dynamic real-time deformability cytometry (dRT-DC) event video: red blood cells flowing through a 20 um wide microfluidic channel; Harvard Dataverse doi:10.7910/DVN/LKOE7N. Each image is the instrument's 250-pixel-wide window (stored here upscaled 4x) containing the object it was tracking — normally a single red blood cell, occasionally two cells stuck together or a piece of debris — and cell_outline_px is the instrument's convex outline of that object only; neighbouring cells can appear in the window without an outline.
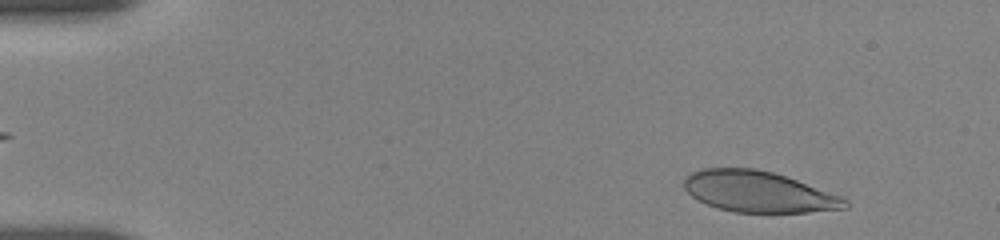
{"species": "human", "species_latin": "Homo sapiens", "temperature_condition": "room temperature", "stored_images_in_passage": 4, "camera_frame_rate_fps": 3000, "um_per_image_px": 0.085, "donor": {"sex": "female"}, "frame": {"image": 1, "passage_image": 1, "time_ms": 0.0, "image_size_px": [1000, 240], "cell_outline_px": [[848, 208], [808, 212], [732, 212], [716, 208], [692, 196], [684, 188], [684, 180], [692, 172], [704, 168], [756, 168], [772, 172], [796, 180], [840, 196], [848, 200]], "centroid_in_image_um": [64.46, 16.3], "position_along_channel_um": 20.5, "area_um2": 38.09}}
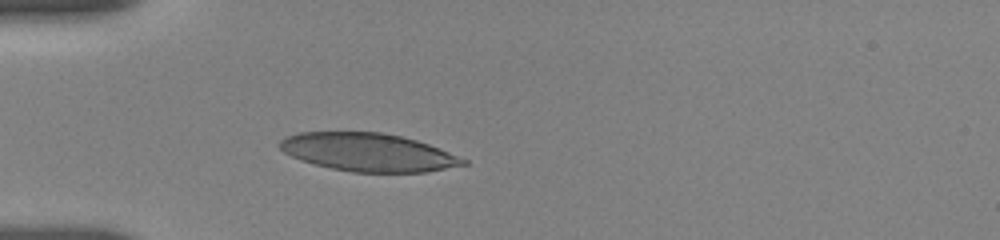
{"frame": {"image": 2, "passage_image": 4, "time_ms": 3.333, "image_size_px": [1000, 240], "cell_outline_px": [[468, 164], [428, 172], [352, 172], [332, 168], [300, 160], [284, 152], [276, 144], [284, 136], [300, 132], [380, 132], [400, 136], [416, 140], [428, 144], [468, 160]], "centroid_in_image_um": [31.27, 12.94], "position_along_channel_um": 53.7, "area_um2": 40.63}}